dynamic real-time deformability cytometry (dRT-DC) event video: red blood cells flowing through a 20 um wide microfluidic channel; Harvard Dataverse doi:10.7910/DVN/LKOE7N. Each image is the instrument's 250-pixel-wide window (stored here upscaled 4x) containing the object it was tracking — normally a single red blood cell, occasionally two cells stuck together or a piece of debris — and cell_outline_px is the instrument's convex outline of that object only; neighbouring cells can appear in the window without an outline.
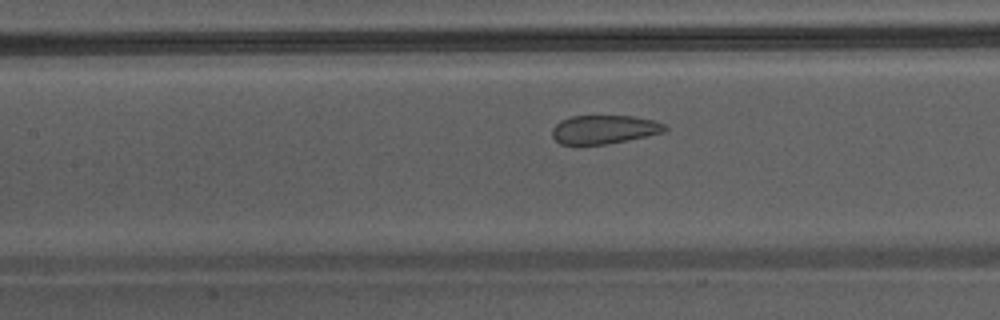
{"species": "Egyptian fruit bat (a non-hibernating species)", "species_latin": "Rousettus aegyptiacus", "temperature_condition": "warm", "stored_images_in_passage": 9, "camera_frame_rate_fps": 3000, "um_per_image_px": 0.085, "animal": {"sex": "male"}, "frame": {"image": 1, "passage_image": 7, "time_ms": 2.0, "image_size_px": [1000, 320], "cell_outline_px": [[668, 128], [664, 132], [608, 144], [560, 144], [552, 136], [552, 128], [560, 120], [572, 116], [632, 116], [652, 120], [664, 124]], "centroid_in_image_um": [51.33, 11.0], "position_along_channel_um": 156.1, "area_um2": 18.67}}